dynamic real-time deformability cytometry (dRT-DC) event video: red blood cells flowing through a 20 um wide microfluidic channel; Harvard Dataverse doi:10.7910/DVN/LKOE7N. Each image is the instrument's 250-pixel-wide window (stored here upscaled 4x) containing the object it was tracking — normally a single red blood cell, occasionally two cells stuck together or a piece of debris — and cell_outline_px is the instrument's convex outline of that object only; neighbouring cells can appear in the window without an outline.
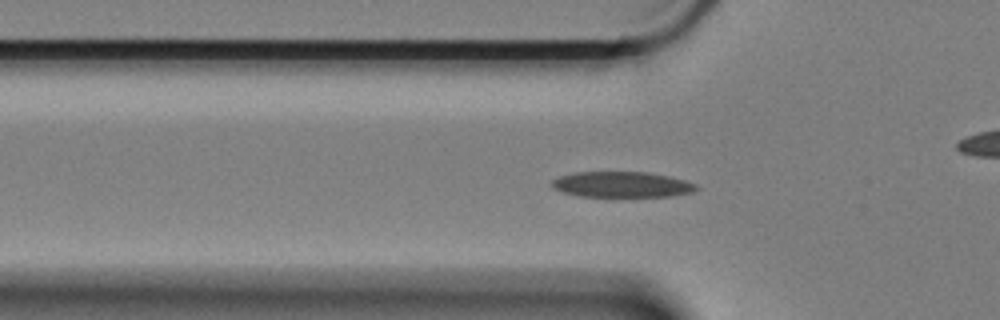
{"species": "Egyptian fruit bat (a non-hibernating species)", "species_latin": "Rousettus aegyptiacus", "temperature_condition": "cold", "stored_images_in_passage": 60, "camera_frame_rate_fps": 3000, "um_per_image_px": 0.085, "animal": {"sex": "female"}, "frame": {"image": 1, "passage_image": 19, "time_ms": 6.0, "image_size_px": [1000, 320], "cell_outline_px": [[700, 188], [692, 192], [672, 196], [580, 196], [560, 192], [552, 188], [548, 184], [552, 180], [560, 176], [576, 172], [648, 172], [668, 176], [684, 180], [696, 184]], "centroid_in_image_um": [52.81, 15.68], "position_along_channel_um": 73.0, "area_um2": 21.68}}
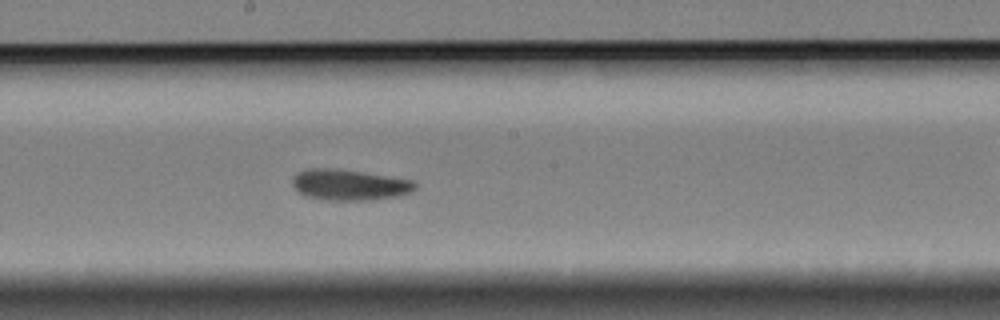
{"frame": {"image": 2, "passage_image": 32, "time_ms": 10.333, "image_size_px": [1000, 320], "cell_outline_px": [[416, 188], [412, 192], [400, 196], [368, 200], [328, 200], [304, 196], [296, 192], [292, 184], [292, 176], [296, 172], [308, 168], [340, 168], [412, 180], [416, 184]], "centroid_in_image_um": [29.65, 15.7], "position_along_channel_um": 218.6, "area_um2": 22.48}}
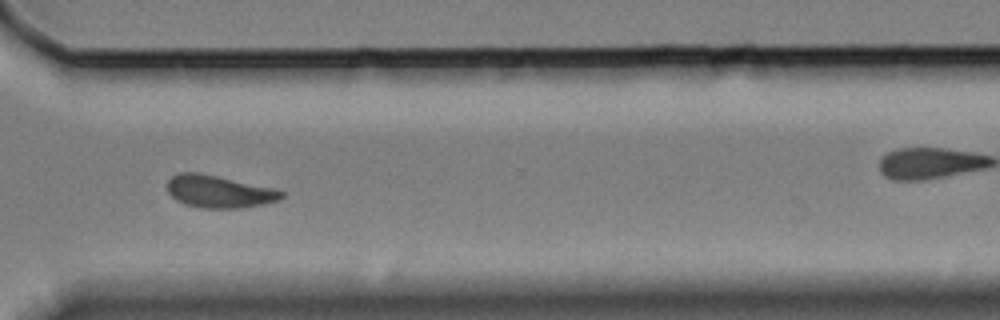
{"frame": {"image": 3, "passage_image": 44, "time_ms": 14.333, "image_size_px": [1000, 320], "cell_outline_px": [[284, 196], [280, 200], [264, 204], [240, 208], [204, 208], [184, 204], [176, 200], [168, 192], [168, 180], [172, 176], [180, 172], [200, 172], [272, 188], [284, 192]], "centroid_in_image_um": [18.61, 16.28], "position_along_channel_um": 352.0, "area_um2": 21.5}, "authors_computed_cell_mechanics": {"area_um2": 21.6461, "velocity_mm_per_s": 3.341, "shape_relaxation_time_tau1_ms": 4.9634, "shape_relaxation_time_tau2_ms": 4.9744, "deformation_change_tau1": 0.1498, "deformation_change_tau2": 0.1037}}